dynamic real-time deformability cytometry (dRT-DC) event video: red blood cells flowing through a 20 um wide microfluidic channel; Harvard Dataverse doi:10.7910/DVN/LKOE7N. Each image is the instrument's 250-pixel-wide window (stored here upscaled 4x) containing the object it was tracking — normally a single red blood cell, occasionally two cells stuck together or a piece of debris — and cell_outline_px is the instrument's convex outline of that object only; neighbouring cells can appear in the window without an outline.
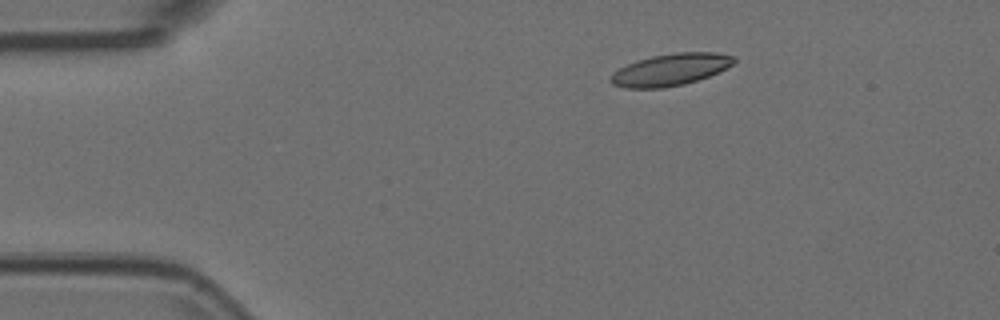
{"species": "Egyptian fruit bat (a non-hibernating species)", "species_latin": "Rousettus aegyptiacus", "temperature_condition": "room temperature", "stored_images_in_passage": 5, "camera_frame_rate_fps": 3000, "um_per_image_px": 0.085, "animal": {"sex": "female"}, "frame": {"image": 1, "passage_image": 3, "time_ms": 0.667, "image_size_px": [1000, 320], "cell_outline_px": [[736, 60], [732, 64], [708, 76], [684, 84], [664, 88], [624, 88], [612, 84], [608, 80], [612, 72], [628, 64], [652, 56], [676, 52], [716, 52], [732, 56]], "centroid_in_image_um": [56.94, 5.93], "position_along_channel_um": 28.1, "area_um2": 22.72}}